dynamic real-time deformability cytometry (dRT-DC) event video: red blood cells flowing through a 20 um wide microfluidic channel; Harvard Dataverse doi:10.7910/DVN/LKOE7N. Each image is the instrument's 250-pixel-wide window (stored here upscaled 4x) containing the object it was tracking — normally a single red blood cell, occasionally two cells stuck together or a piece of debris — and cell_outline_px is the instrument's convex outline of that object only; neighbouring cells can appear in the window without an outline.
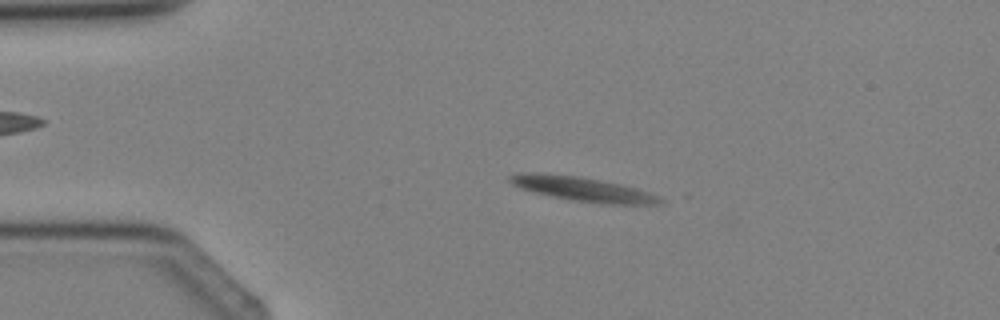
{"species": "Egyptian fruit bat (a non-hibernating species)", "species_latin": "Rousettus aegyptiacus", "temperature_condition": "cold", "stored_images_in_passage": 4, "camera_frame_rate_fps": 3000, "um_per_image_px": 0.085, "animal": {"sex": "female"}, "frame": {"image": 1, "passage_image": 2, "time_ms": 1.0, "image_size_px": [1000, 320], "cell_outline_px": [[664, 200], [660, 204], [600, 204], [572, 200], [532, 192], [520, 188], [512, 184], [508, 180], [508, 176], [524, 172], [540, 172], [580, 176], [620, 184], [636, 188], [660, 196]], "centroid_in_image_um": [49.5, 16.06], "position_along_channel_um": 35.5, "area_um2": 21.44}}
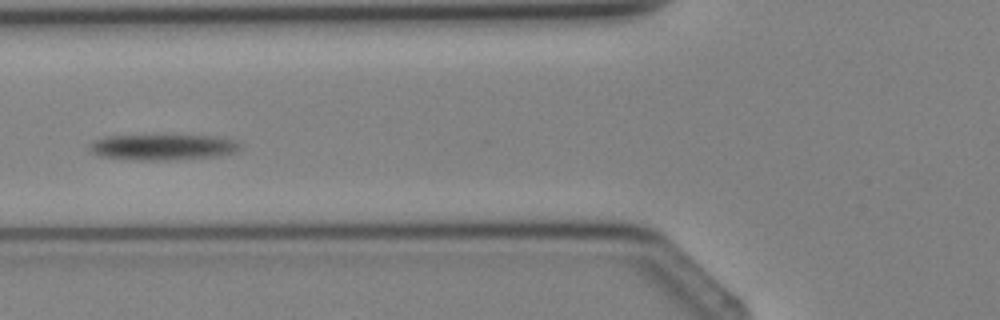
{"frame": {"image": 2, "passage_image": 4, "time_ms": 3.333, "image_size_px": [1000, 320], "cell_outline_px": [[244, 144], [236, 152], [212, 156], [168, 160], [140, 160], [96, 156], [88, 148], [88, 144], [104, 136], [160, 132], [220, 136], [236, 140]], "centroid_in_image_um": [13.83, 12.43], "position_along_channel_um": 112.0, "area_um2": 24.22}}